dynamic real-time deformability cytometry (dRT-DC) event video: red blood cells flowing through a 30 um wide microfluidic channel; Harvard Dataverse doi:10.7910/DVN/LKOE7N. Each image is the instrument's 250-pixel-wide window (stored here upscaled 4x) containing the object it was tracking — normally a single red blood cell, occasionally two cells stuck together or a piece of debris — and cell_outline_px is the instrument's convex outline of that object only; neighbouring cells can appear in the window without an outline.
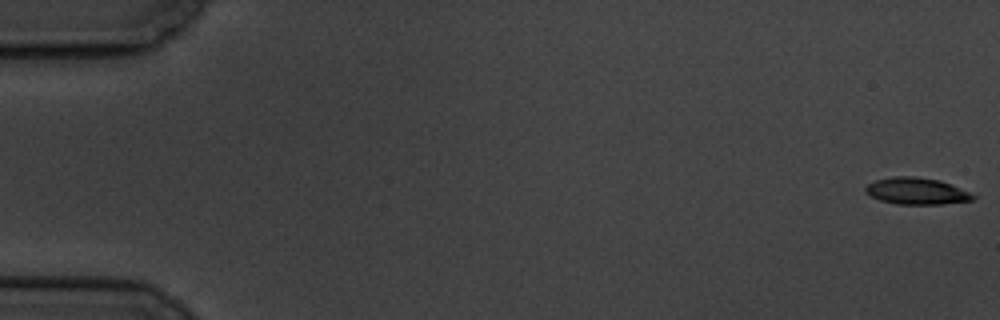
{"species": "common noctule bat (a hibernating species)", "species_latin": "Nyctalus noctula", "temperature_condition": "cold", "stored_images_in_passage": 7, "segment_of_instrument_passage": [1, 2], "camera_frame_rate_fps": 3000, "um_per_image_px": 0.085, "animal": {"sex": "male", "body_mass_g": 19.5, "forearm_length_mm": 54.6}, "frame": {"image": 1, "passage_image": 1, "time_ms": 0.0, "image_size_px": [1000, 320], "cell_outline_px": [[976, 196], [972, 200], [940, 204], [896, 204], [880, 200], [864, 192], [864, 188], [868, 184], [876, 180], [892, 176], [916, 176], [940, 180], [968, 192]], "centroid_in_image_um": [77.86, 16.23], "position_along_channel_um": 7.1, "area_um2": 16.59}}
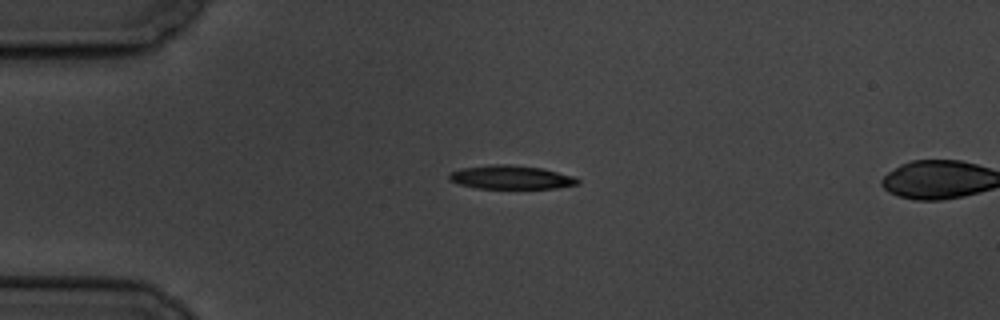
{"frame": {"image": 2, "passage_image": 5, "time_ms": 4.667, "image_size_px": [1000, 320], "cell_outline_px": [[580, 184], [556, 188], [476, 188], [460, 184], [448, 180], [448, 172], [460, 168], [492, 164], [508, 164], [540, 168], [572, 176], [580, 180]], "centroid_in_image_um": [43.37, 15.07], "position_along_channel_um": 41.6, "area_um2": 17.69}}